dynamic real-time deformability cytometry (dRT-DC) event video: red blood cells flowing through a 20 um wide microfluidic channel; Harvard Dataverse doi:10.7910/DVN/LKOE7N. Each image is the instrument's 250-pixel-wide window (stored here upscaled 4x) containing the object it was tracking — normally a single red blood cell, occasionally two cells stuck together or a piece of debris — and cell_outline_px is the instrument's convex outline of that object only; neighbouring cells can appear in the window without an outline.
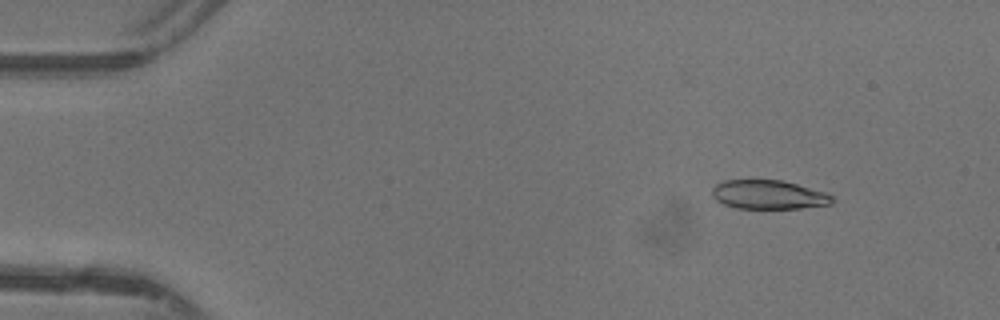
{"species": "common noctule bat (a hibernating species)", "species_latin": "Nyctalus noctula", "temperature_condition": "warm", "stored_images_in_passage": 37, "camera_frame_rate_fps": 3000, "um_per_image_px": 0.085, "animal": {"sex": "female"}, "frame": {"image": 1, "passage_image": 4, "time_ms": 1.0, "image_size_px": [1000, 320], "cell_outline_px": [[836, 200], [832, 204], [800, 208], [736, 208], [724, 204], [716, 200], [712, 196], [712, 188], [716, 184], [724, 180], [780, 180], [796, 184], [824, 192], [832, 196]], "centroid_in_image_um": [65.32, 16.55], "position_along_channel_um": 19.7, "area_um2": 20.17}}
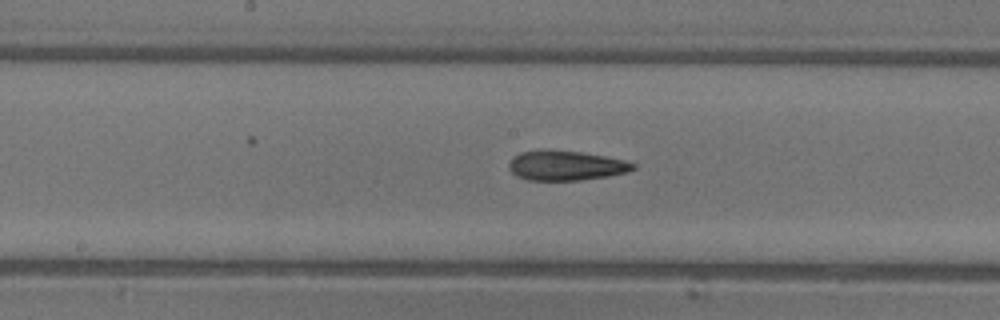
{"frame": {"image": 2, "passage_image": 23, "time_ms": 7.333, "image_size_px": [1000, 320], "cell_outline_px": [[636, 168], [628, 172], [608, 176], [580, 180], [528, 180], [516, 176], [508, 168], [508, 164], [512, 156], [520, 152], [580, 152], [604, 156], [624, 160], [636, 164]], "centroid_in_image_um": [48.11, 14.11], "position_along_channel_um": 200.1, "area_um2": 20.98}}
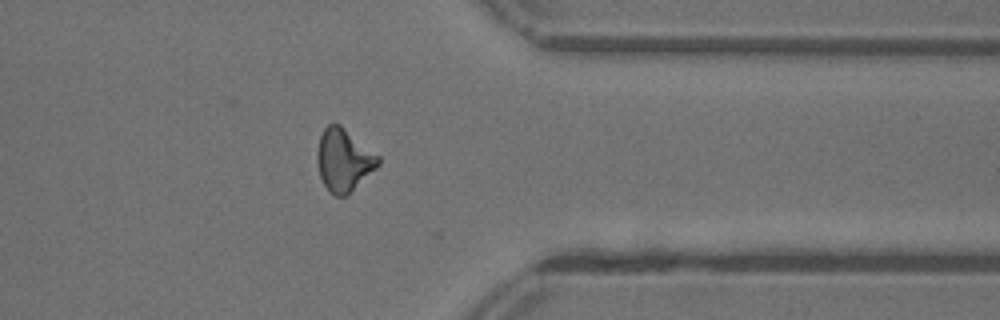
{"frame": {"image": 3, "passage_image": 36, "time_ms": 11.667, "image_size_px": [1000, 320], "cell_outline_px": [[380, 164], [348, 196], [336, 196], [324, 184], [320, 176], [316, 160], [316, 152], [320, 136], [324, 128], [328, 124], [340, 124], [380, 156]], "centroid_in_image_um": [29.22, 13.6], "position_along_channel_um": 382.2, "area_um2": 22.31}, "authors_computed_cell_mechanics": {"area_um2": 21.5594, "velocity_mm_per_s": 4.4318, "shape_relaxation_time_tau1_ms": null, "shape_relaxation_time_tau2_ms": 3.3917, "deformation_change_tau1": null, "deformation_change_tau2": 0.1281}}